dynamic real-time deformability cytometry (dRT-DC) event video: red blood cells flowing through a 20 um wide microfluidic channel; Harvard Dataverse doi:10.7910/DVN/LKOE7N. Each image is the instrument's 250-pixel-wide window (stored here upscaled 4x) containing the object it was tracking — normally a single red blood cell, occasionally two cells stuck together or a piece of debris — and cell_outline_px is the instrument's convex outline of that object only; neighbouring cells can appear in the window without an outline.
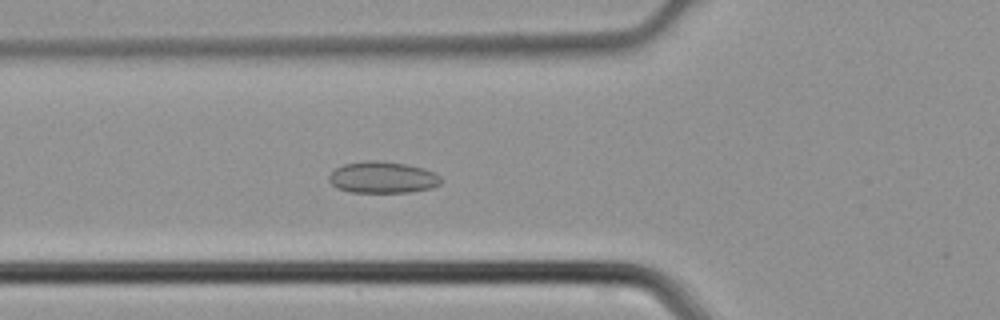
{"species": "common noctule bat (a hibernating species)", "species_latin": "Nyctalus noctula", "temperature_condition": "cold", "stored_images_in_passage": 45, "camera_frame_rate_fps": 3000, "um_per_image_px": 0.085, "animal": {"sex": "male", "body_mass_g": 21.5, "forearm_length_mm": 52.0}, "frame": {"image": 1, "passage_image": 17, "time_ms": 5.333, "image_size_px": [1000, 320], "cell_outline_px": [[440, 184], [432, 188], [408, 192], [348, 192], [336, 188], [328, 180], [328, 176], [336, 168], [344, 164], [368, 160], [380, 160], [404, 164], [424, 168], [440, 176]], "centroid_in_image_um": [32.49, 15.08], "position_along_channel_um": 93.3, "area_um2": 20.58}}
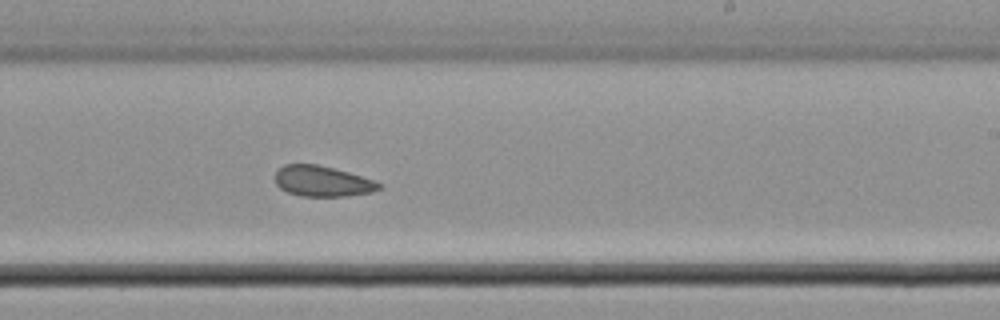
{"frame": {"image": 2, "passage_image": 28, "time_ms": 9.0, "image_size_px": [1000, 320], "cell_outline_px": [[384, 184], [380, 188], [372, 192], [344, 196], [300, 196], [288, 192], [280, 188], [276, 184], [276, 172], [284, 164], [316, 164], [348, 172], [376, 180]], "centroid_in_image_um": [27.43, 15.4], "position_along_channel_um": 261.6, "area_um2": 18.5}}
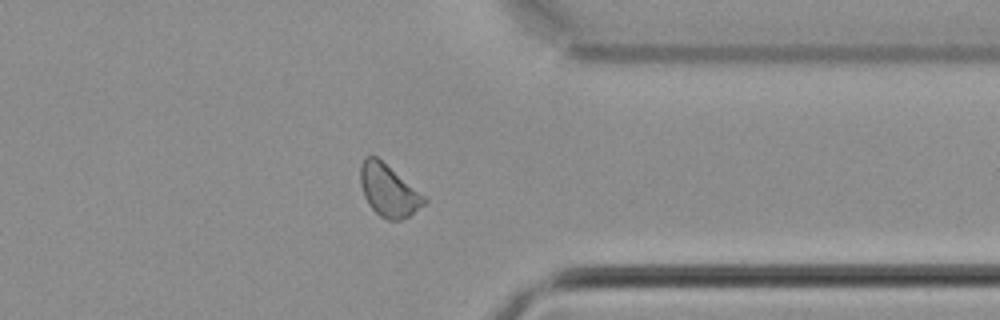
{"frame": {"image": 3, "passage_image": 36, "time_ms": 11.667, "image_size_px": [1000, 320], "cell_outline_px": [[428, 200], [424, 204], [408, 216], [400, 220], [388, 220], [380, 216], [368, 204], [364, 196], [360, 184], [360, 164], [364, 156], [376, 156], [424, 196]], "centroid_in_image_um": [32.98, 16.19], "position_along_channel_um": 378.4, "area_um2": 18.96}}